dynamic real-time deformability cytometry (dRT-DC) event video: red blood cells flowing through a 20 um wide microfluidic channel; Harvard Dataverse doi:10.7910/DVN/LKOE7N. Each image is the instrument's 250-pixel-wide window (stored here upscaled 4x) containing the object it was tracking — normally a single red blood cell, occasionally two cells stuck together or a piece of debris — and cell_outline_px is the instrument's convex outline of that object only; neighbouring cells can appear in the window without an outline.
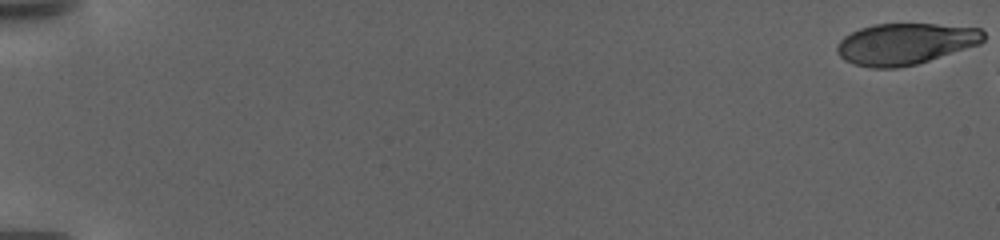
{"species": "human", "species_latin": "Homo sapiens", "temperature_condition": "warm", "stored_images_in_passage": 19, "camera_frame_rate_fps": 3000, "um_per_image_px": 0.085, "donor": {"sex": "female"}, "frame": {"image": 1, "passage_image": 1, "time_ms": 0.0, "image_size_px": [1000, 240], "cell_outline_px": [[984, 40], [980, 44], [916, 64], [896, 68], [872, 68], [856, 64], [844, 60], [836, 52], [836, 48], [840, 40], [844, 36], [860, 28], [876, 24], [936, 24], [980, 28], [984, 32]], "centroid_in_image_um": [76.94, 3.72], "position_along_channel_um": 8.1, "area_um2": 35.14}}